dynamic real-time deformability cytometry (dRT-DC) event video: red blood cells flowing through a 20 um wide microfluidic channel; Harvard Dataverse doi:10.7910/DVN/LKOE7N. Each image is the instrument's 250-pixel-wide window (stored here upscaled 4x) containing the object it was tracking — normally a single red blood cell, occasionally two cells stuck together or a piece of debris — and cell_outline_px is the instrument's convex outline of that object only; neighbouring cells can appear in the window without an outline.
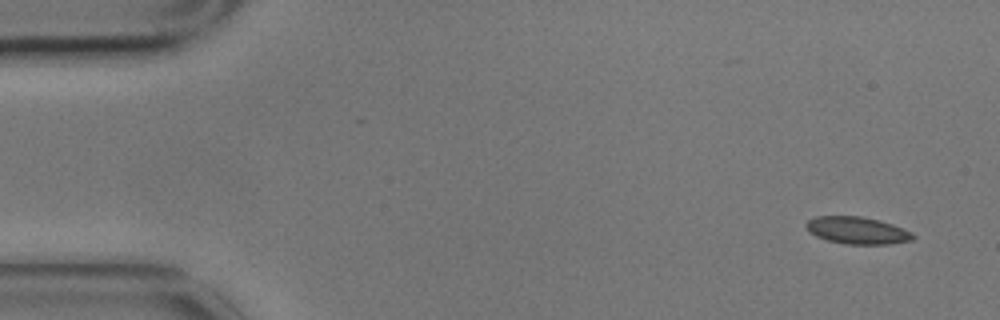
{"species": "common noctule bat (a hibernating species)", "species_latin": "Nyctalus noctula", "temperature_condition": "cold", "stored_images_in_passage": 5, "segment_of_instrument_passage": [1, 2], "camera_frame_rate_fps": 3000, "um_per_image_px": 0.085, "animal": {"sex": "male", "body_mass_g": 17.9}, "frame": {"image": 1, "passage_image": 1, "time_ms": 0.0, "image_size_px": [1000, 320], "cell_outline_px": [[916, 236], [912, 240], [888, 244], [844, 244], [828, 240], [816, 236], [808, 232], [804, 224], [808, 220], [816, 216], [860, 216], [880, 220], [892, 224], [912, 232]], "centroid_in_image_um": [72.85, 19.58], "position_along_channel_um": 12.2, "area_um2": 16.99}}
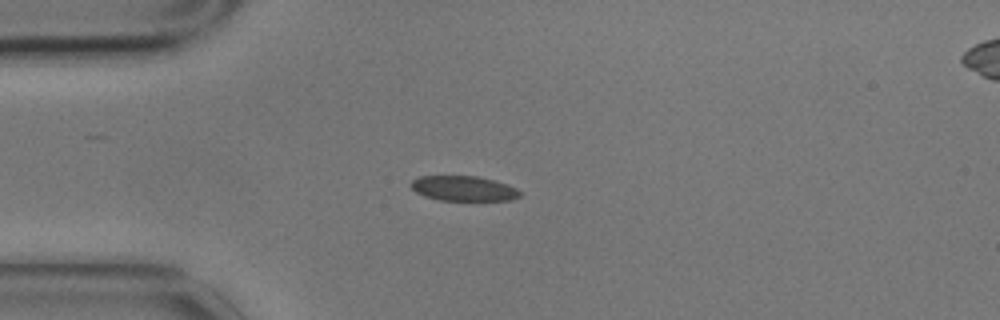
{"frame": {"image": 2, "passage_image": 4, "time_ms": 1.0, "image_size_px": [1000, 320], "cell_outline_px": [[524, 192], [520, 196], [512, 200], [440, 200], [424, 196], [416, 192], [408, 184], [412, 180], [420, 176], [476, 176], [508, 184]], "centroid_in_image_um": [39.41, 16.02], "position_along_channel_um": 45.6, "area_um2": 15.95}}